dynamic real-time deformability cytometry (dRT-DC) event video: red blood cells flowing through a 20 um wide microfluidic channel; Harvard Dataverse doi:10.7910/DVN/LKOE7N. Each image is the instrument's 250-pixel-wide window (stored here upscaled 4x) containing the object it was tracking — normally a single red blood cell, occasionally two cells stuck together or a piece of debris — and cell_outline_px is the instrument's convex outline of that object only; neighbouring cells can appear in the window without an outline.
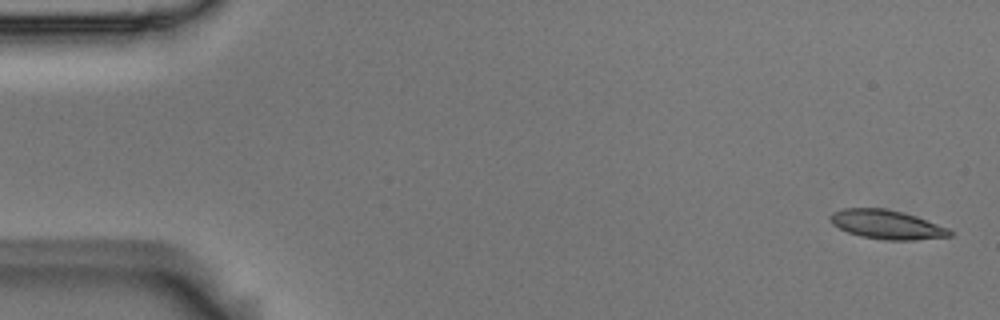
{"species": "Egyptian fruit bat (a non-hibernating species)", "species_latin": "Rousettus aegyptiacus", "temperature_condition": "room temperature", "stored_images_in_passage": 5, "camera_frame_rate_fps": 3000, "um_per_image_px": 0.085, "animal": {"sex": "male"}, "frame": {"image": 1, "passage_image": 1, "time_ms": 0.0, "image_size_px": [1000, 320], "cell_outline_px": [[952, 236], [912, 240], [884, 240], [860, 236], [848, 232], [832, 224], [828, 216], [832, 212], [840, 208], [884, 208], [904, 212], [916, 216], [948, 228], [952, 232]], "centroid_in_image_um": [75.34, 19.08], "position_along_channel_um": 9.7, "area_um2": 20.29}}
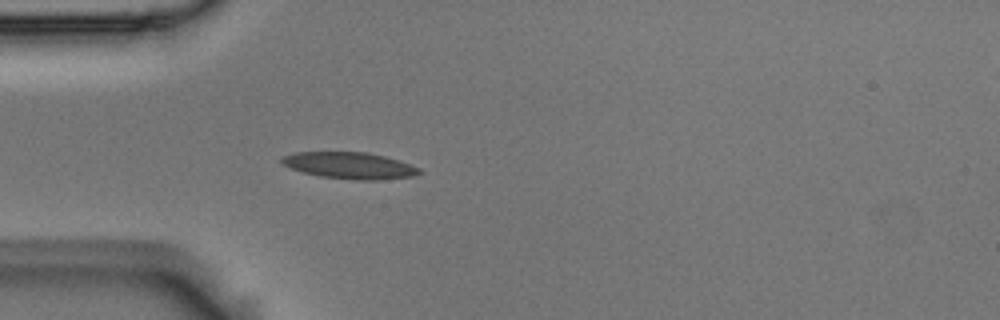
{"frame": {"image": 2, "passage_image": 5, "time_ms": 1.333, "image_size_px": [1000, 320], "cell_outline_px": [[424, 172], [412, 176], [376, 180], [356, 180], [320, 176], [304, 172], [292, 168], [284, 164], [280, 160], [280, 156], [296, 152], [368, 152], [384, 156], [420, 168]], "centroid_in_image_um": [29.71, 14.06], "position_along_channel_um": 55.3, "area_um2": 21.1}}